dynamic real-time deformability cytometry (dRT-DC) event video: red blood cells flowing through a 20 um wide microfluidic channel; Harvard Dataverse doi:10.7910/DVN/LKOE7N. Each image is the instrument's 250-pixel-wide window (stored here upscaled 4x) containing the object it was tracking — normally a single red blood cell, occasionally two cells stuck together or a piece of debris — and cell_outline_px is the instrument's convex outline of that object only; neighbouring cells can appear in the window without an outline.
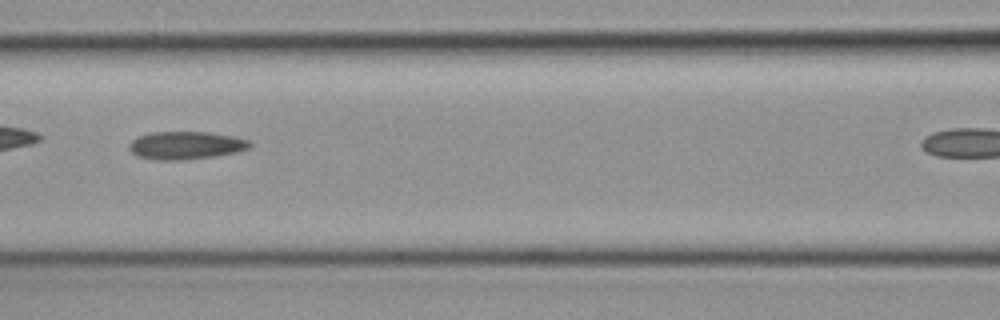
{"species": "common noctule bat (a hibernating species)", "species_latin": "Nyctalus noctula", "temperature_condition": "cold", "stored_images_in_passage": 29, "camera_frame_rate_fps": 3000, "um_per_image_px": 0.085, "animal": {"sex": "female", "body_mass_g": 19.3, "forearm_length_mm": 54.1}, "frame": {"image": 1, "passage_image": 17, "time_ms": 5.333, "image_size_px": [1000, 320], "cell_outline_px": [[252, 144], [248, 148], [236, 152], [212, 156], [184, 160], [156, 160], [136, 156], [128, 148], [128, 144], [132, 140], [140, 136], [152, 132], [208, 132], [232, 136], [248, 140]], "centroid_in_image_um": [15.75, 12.36], "position_along_channel_um": 150.8, "area_um2": 19.48}}